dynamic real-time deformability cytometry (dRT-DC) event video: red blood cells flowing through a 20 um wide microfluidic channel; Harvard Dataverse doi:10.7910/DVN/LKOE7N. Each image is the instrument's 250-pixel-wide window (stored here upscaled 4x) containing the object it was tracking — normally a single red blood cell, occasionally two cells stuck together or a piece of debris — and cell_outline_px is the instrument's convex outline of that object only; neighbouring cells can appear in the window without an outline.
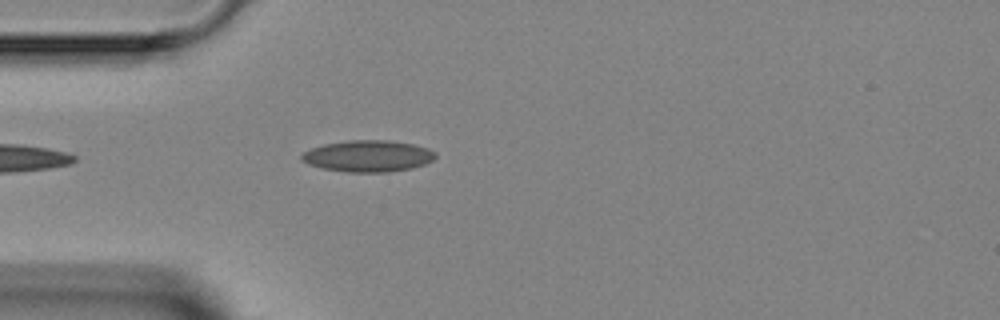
{"species": "Egyptian fruit bat (a non-hibernating species)", "species_latin": "Rousettus aegyptiacus", "temperature_condition": "room temperature", "stored_images_in_passage": 4, "camera_frame_rate_fps": 3000, "um_per_image_px": 0.085, "animal": {"sex": "female"}, "frame": {"image": 1, "passage_image": 4, "time_ms": 3.333, "image_size_px": [1000, 320], "cell_outline_px": [[436, 156], [432, 160], [424, 164], [412, 168], [388, 172], [344, 172], [320, 168], [308, 164], [300, 160], [300, 156], [304, 152], [312, 148], [324, 144], [348, 140], [388, 140], [412, 144], [428, 148], [436, 152]], "centroid_in_image_um": [31.26, 13.27], "position_along_channel_um": 53.7, "area_um2": 24.68}}